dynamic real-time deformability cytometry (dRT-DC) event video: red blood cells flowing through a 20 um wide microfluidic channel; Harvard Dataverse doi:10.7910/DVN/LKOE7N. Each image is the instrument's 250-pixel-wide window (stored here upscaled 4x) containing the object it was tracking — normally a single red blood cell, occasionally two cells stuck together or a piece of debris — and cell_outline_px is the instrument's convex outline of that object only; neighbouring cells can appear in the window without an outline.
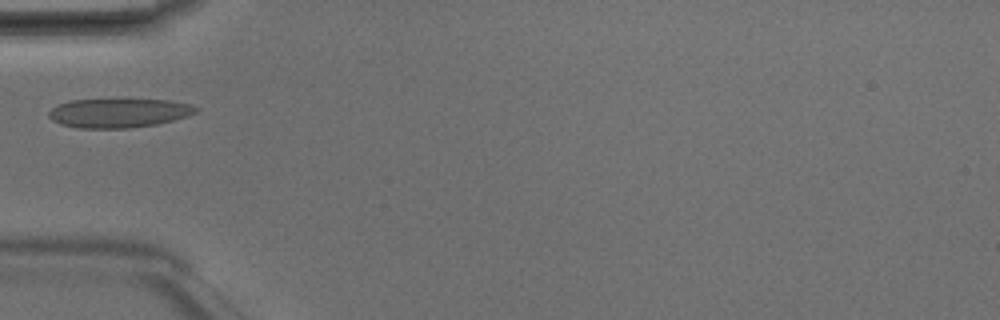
{"species": "Egyptian fruit bat (a non-hibernating species)", "species_latin": "Rousettus aegyptiacus", "temperature_condition": "room temperature", "stored_images_in_passage": 2, "camera_frame_rate_fps": 3000, "um_per_image_px": 0.085, "animal": {"sex": "male"}, "frame": {"image": 1, "passage_image": 2, "time_ms": 0.333, "image_size_px": [1000, 320], "cell_outline_px": [[200, 108], [196, 112], [188, 116], [156, 124], [128, 128], [76, 128], [60, 124], [52, 120], [48, 116], [48, 112], [56, 104], [72, 100], [168, 100], [188, 104]], "centroid_in_image_um": [10.05, 9.61], "position_along_channel_um": 75.0, "area_um2": 24.8}}